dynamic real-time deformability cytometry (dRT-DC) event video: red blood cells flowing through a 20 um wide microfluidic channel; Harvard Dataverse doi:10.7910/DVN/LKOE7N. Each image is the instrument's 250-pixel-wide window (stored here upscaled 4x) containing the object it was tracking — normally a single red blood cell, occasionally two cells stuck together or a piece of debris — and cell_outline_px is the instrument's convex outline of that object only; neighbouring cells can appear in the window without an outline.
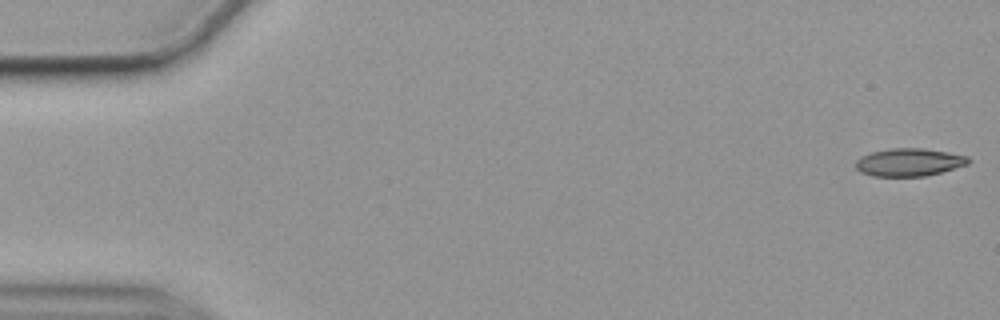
{"species": "common noctule bat (a hibernating species)", "species_latin": "Nyctalus noctula", "temperature_condition": "cold", "stored_images_in_passage": 56, "camera_frame_rate_fps": 3000, "um_per_image_px": 0.085, "animal": {"sex": "female", "body_mass_g": 19.9}, "frame": {"image": 1, "passage_image": 1, "time_ms": 0.0, "image_size_px": [1000, 320], "cell_outline_px": [[972, 160], [968, 164], [940, 172], [924, 176], [872, 176], [860, 172], [856, 168], [856, 160], [860, 156], [872, 152], [888, 148], [924, 148], [948, 152], [968, 156]], "centroid_in_image_um": [77.26, 13.78], "position_along_channel_um": 7.7, "area_um2": 18.32}}
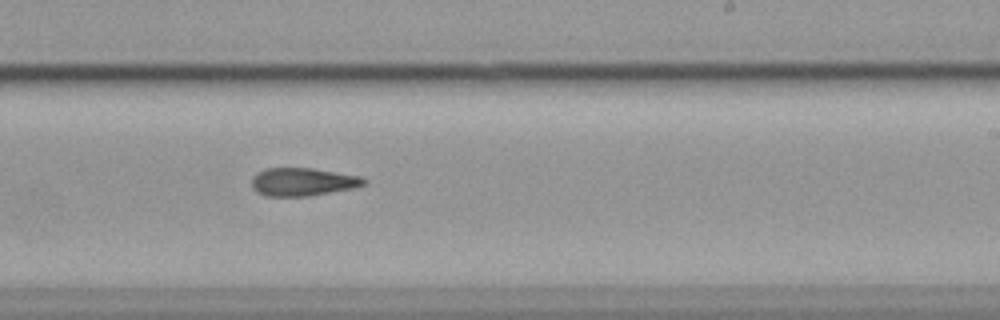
{"frame": {"image": 2, "passage_image": 34, "time_ms": 11.0, "image_size_px": [1000, 320], "cell_outline_px": [[368, 184], [352, 188], [308, 196], [264, 196], [256, 192], [252, 188], [252, 176], [256, 172], [264, 168], [312, 168], [360, 176], [368, 180]], "centroid_in_image_um": [25.71, 15.45], "position_along_channel_um": 263.3, "area_um2": 18.5}}
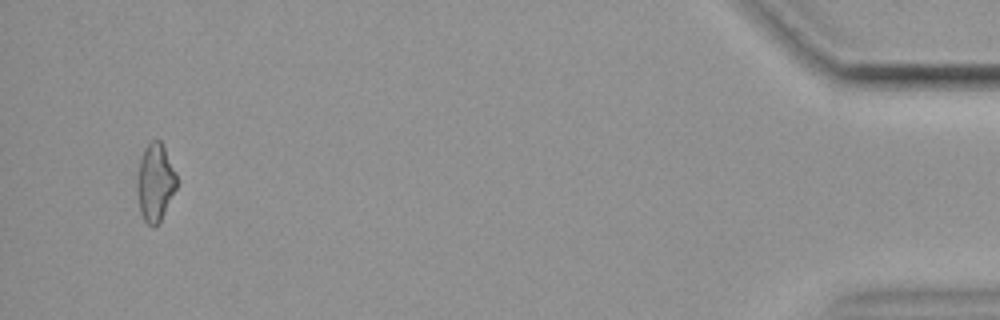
{"frame": {"image": 3, "passage_image": 54, "time_ms": 17.667, "image_size_px": [1000, 320], "cell_outline_px": [[176, 188], [160, 220], [152, 228], [144, 220], [140, 212], [136, 188], [136, 176], [140, 160], [144, 148], [152, 140], [160, 140], [176, 172]], "centroid_in_image_um": [13.16, 15.5], "position_along_channel_um": 422.0, "area_um2": 17.74}}